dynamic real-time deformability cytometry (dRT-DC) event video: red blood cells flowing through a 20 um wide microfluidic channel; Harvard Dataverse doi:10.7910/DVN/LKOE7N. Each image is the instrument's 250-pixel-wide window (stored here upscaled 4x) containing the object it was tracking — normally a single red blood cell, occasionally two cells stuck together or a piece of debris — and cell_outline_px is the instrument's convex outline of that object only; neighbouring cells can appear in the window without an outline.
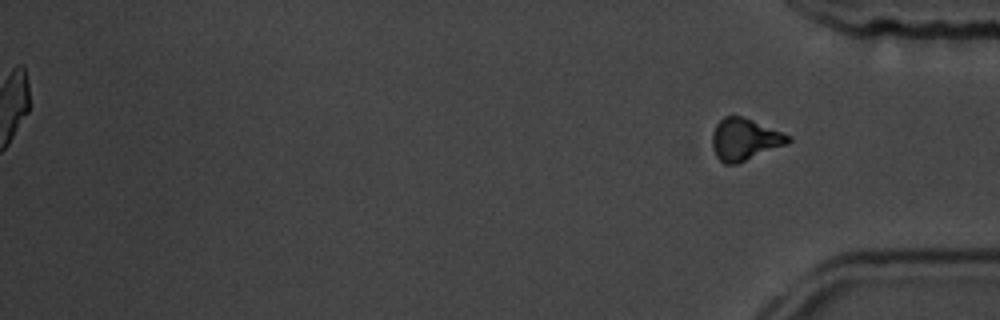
{"species": "common noctule bat (a hibernating species)", "species_latin": "Nyctalus noctula", "temperature_condition": "room temperature", "stored_images_in_passage": 12, "segment_of_instrument_passage": [2, 2], "camera_frame_rate_fps": 3000, "um_per_image_px": 0.085, "animal": {"sex": "male", "body_mass_g": 19.5, "forearm_length_mm": 54.6}, "frame": {"image": 1, "passage_image": 12, "time_ms": 12.667, "image_size_px": [1000, 320], "cell_outline_px": [[792, 140], [788, 144], [736, 164], [724, 164], [716, 156], [712, 148], [712, 132], [716, 124], [724, 116], [740, 116], [752, 120], [792, 136]], "centroid_in_image_um": [63.29, 11.85], "position_along_channel_um": 371.9, "area_um2": 18.55}}